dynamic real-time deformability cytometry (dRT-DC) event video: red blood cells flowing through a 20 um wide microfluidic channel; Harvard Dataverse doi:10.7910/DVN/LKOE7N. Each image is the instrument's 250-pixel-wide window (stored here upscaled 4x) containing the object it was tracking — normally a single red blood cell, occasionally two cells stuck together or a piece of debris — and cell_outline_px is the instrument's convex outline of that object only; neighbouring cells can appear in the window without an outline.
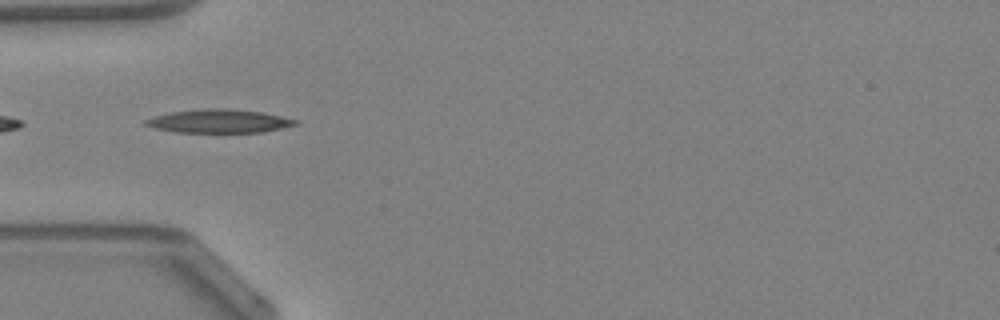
{"species": "Egyptian fruit bat (a non-hibernating species)", "species_latin": "Rousettus aegyptiacus", "temperature_condition": "warm", "stored_images_in_passage": 30, "camera_frame_rate_fps": 3000, "um_per_image_px": 0.085, "animal": {"sex": "female"}, "frame": {"image": 1, "passage_image": 1, "time_ms": 0.0, "image_size_px": [1000, 320], "cell_outline_px": [[300, 124], [260, 132], [176, 132], [152, 128], [144, 124], [144, 120], [168, 112], [204, 108], [228, 108], [260, 112], [280, 116], [296, 120]], "centroid_in_image_um": [18.56, 10.29], "position_along_channel_um": 66.4, "area_um2": 20.4}}